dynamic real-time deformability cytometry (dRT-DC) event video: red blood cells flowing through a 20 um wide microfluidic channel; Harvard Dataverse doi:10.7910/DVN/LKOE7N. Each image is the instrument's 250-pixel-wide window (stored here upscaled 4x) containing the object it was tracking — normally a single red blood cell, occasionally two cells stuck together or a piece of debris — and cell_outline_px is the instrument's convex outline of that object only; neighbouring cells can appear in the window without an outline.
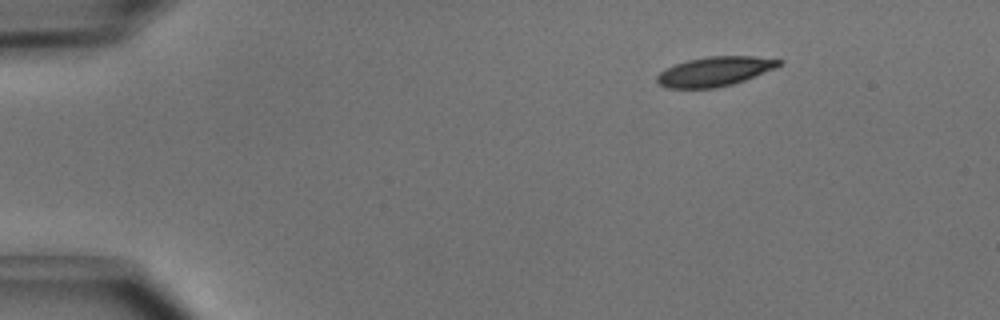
{"species": "common noctule bat (a hibernating species)", "species_latin": "Nyctalus noctula", "temperature_condition": "cold", "stored_images_in_passage": 3, "camera_frame_rate_fps": 3000, "um_per_image_px": 0.085, "animal": {"sex": "male", "body_mass_g": 15.6}, "frame": {"image": 1, "passage_image": 1, "time_ms": 0.0, "image_size_px": [1000, 320], "cell_outline_px": [[784, 60], [776, 68], [744, 80], [732, 84], [716, 88], [668, 88], [656, 84], [656, 76], [664, 68], [688, 60], [708, 56], [752, 56]], "centroid_in_image_um": [60.72, 6.07], "position_along_channel_um": 24.3, "area_um2": 20.98}}